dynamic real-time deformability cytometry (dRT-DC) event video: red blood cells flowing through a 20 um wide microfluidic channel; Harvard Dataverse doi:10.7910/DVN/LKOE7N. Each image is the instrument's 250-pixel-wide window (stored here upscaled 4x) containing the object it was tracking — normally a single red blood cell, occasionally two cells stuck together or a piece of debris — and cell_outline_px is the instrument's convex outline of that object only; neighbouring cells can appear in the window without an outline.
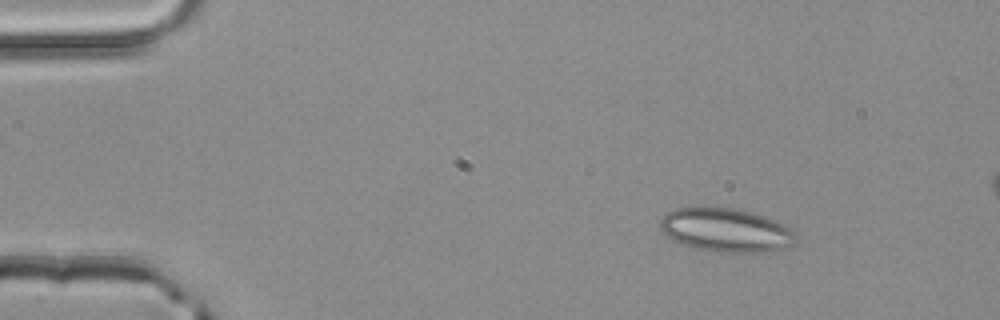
{"species": "common noctule bat (a hibernating species)", "species_latin": "Nyctalus noctula", "temperature_condition": "room temperature", "stored_images_in_passage": 3, "camera_frame_rate_fps": 3000, "um_per_image_px": 0.085, "animal": {"sex": "male", "body_mass_g": 20.4}, "frame": {"image": 1, "passage_image": 1, "time_ms": 0.0, "image_size_px": [1000, 320], "cell_outline_px": [[800, 236], [788, 248], [764, 252], [720, 252], [692, 248], [672, 240], [660, 228], [660, 220], [664, 212], [676, 208], [732, 208], [752, 212], [776, 220], [792, 228]], "centroid_in_image_um": [61.75, 19.57], "position_along_channel_um": 23.3, "area_um2": 34.85}}